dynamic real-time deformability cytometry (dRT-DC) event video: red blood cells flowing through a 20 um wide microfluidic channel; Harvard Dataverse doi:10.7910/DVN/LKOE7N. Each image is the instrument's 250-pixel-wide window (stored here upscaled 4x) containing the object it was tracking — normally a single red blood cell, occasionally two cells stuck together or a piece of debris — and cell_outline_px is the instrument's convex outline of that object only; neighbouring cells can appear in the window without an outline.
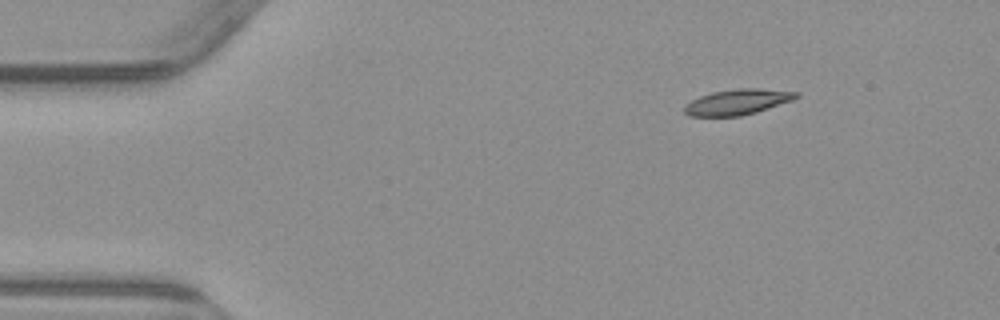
{"species": "common noctule bat (a hibernating species)", "species_latin": "Nyctalus noctula", "temperature_condition": "warm", "stored_images_in_passage": 3, "camera_frame_rate_fps": 3000, "um_per_image_px": 0.085, "animal": {"sex": "male", "body_mass_g": 23.1, "forearm_length_mm": 52.7}, "frame": {"image": 1, "passage_image": 1, "time_ms": 0.0, "image_size_px": [1000, 320], "cell_outline_px": [[800, 96], [792, 100], [756, 112], [740, 116], [688, 116], [684, 112], [684, 104], [700, 96], [712, 92], [740, 88], [760, 88], [800, 92]], "centroid_in_image_um": [62.68, 8.66], "position_along_channel_um": 22.3, "area_um2": 16.65}}
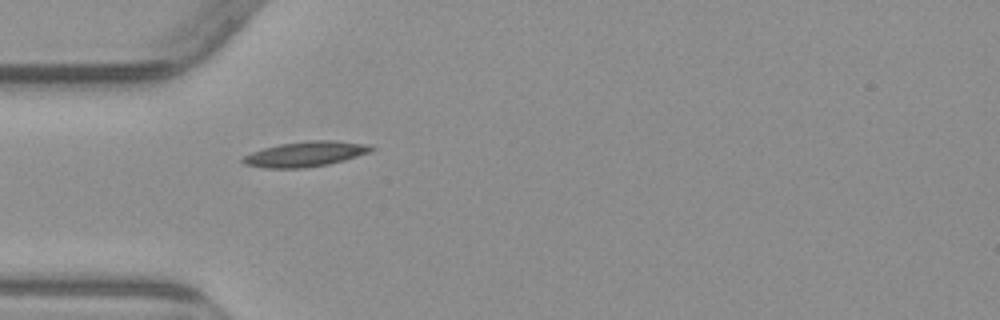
{"frame": {"image": 2, "passage_image": 3, "time_ms": 3.0, "image_size_px": [1000, 320], "cell_outline_px": [[376, 148], [368, 152], [344, 160], [328, 164], [304, 168], [264, 168], [244, 164], [240, 160], [244, 156], [252, 152], [264, 148], [280, 144], [308, 140], [336, 140], [372, 144]], "centroid_in_image_um": [25.98, 13.08], "position_along_channel_um": 59.0, "area_um2": 18.9}}